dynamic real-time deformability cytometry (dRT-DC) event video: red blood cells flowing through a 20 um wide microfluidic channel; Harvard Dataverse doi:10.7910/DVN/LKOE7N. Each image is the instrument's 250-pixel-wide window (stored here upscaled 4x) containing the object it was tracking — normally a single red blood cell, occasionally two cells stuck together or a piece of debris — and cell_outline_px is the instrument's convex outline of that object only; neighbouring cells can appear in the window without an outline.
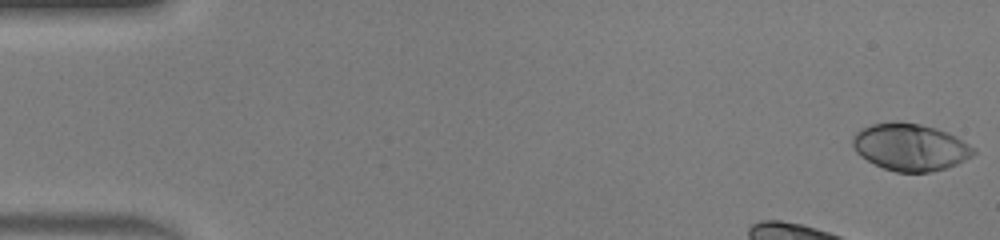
{"species": "human", "species_latin": "Homo sapiens", "temperature_condition": "warm", "stored_images_in_passage": 38, "camera_frame_rate_fps": 3000, "um_per_image_px": 0.085, "donor": {"sex": "male"}, "frame": {"image": 1, "passage_image": 1, "time_ms": 0.0, "image_size_px": [1000, 240], "cell_outline_px": [[976, 152], [972, 156], [956, 164], [944, 168], [928, 172], [896, 172], [884, 168], [860, 156], [856, 152], [852, 144], [852, 136], [860, 128], [872, 124], [896, 120], [920, 124], [936, 128], [948, 132], [956, 136], [976, 148]], "centroid_in_image_um": [77.36, 12.48], "position_along_channel_um": 7.6, "area_um2": 33.35}}
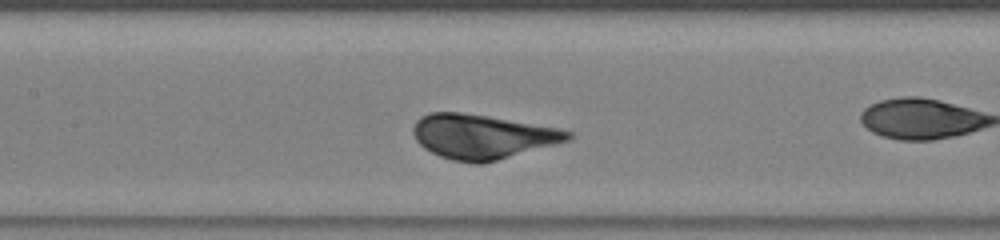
{"frame": {"image": 2, "passage_image": 20, "time_ms": 6.333, "image_size_px": [1000, 240], "cell_outline_px": [[572, 136], [568, 140], [484, 164], [472, 164], [452, 160], [440, 156], [424, 148], [416, 140], [412, 132], [412, 128], [416, 120], [420, 116], [428, 112], [460, 112], [488, 116], [560, 128], [572, 132]], "centroid_in_image_um": [40.95, 11.6], "position_along_channel_um": 166.4, "area_um2": 40.11}}
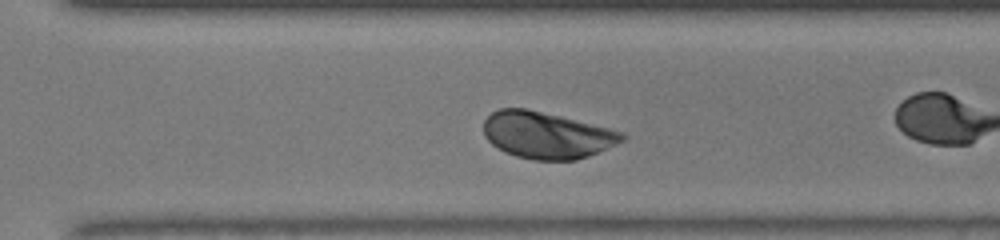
{"frame": {"image": 3, "passage_image": 31, "time_ms": 10.0, "image_size_px": [1000, 240], "cell_outline_px": [[628, 136], [624, 140], [588, 156], [576, 160], [532, 160], [516, 156], [504, 152], [492, 144], [484, 136], [484, 120], [492, 112], [500, 108], [528, 108], [624, 132]], "centroid_in_image_um": [46.45, 11.49], "position_along_channel_um": 324.2, "area_um2": 37.57}, "authors_computed_cell_mechanics": {"area_um2": 38.3214, "velocity_mm_per_s": 4.3057, "shape_relaxation_time_tau1_ms": 1.7291, "shape_relaxation_time_tau2_ms": null, "deformation_change_tau1": 0.1144, "deformation_change_tau2": null}}